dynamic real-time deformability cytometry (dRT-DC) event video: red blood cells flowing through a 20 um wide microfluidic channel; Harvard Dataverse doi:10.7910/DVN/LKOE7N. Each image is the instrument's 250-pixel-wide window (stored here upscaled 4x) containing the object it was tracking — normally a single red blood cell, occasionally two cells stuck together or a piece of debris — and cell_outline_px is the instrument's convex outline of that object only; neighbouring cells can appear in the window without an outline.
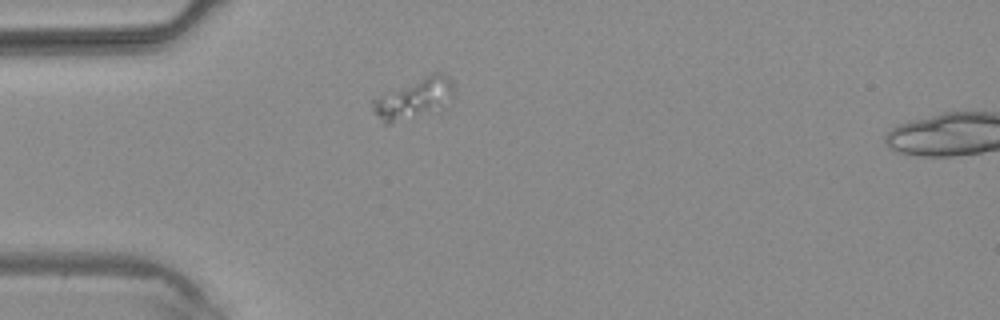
{"species": "common noctule bat (a hibernating species)", "species_latin": "Nyctalus noctula", "temperature_condition": "warm", "stored_images_in_passage": 2, "camera_frame_rate_fps": 3000, "um_per_image_px": 0.085, "animal": {"sex": "male", "body_mass_g": 20.4}, "frame": {"image": 1, "passage_image": 1, "time_ms": 0.0, "image_size_px": [1000, 320], "cell_outline_px": [[452, 104], [440, 116], [392, 124], [384, 124], [372, 112], [368, 100], [432, 72], [440, 72], [448, 76], [452, 80]], "centroid_in_image_um": [35.24, 8.49], "position_along_channel_um": 49.8, "area_um2": 21.15}}